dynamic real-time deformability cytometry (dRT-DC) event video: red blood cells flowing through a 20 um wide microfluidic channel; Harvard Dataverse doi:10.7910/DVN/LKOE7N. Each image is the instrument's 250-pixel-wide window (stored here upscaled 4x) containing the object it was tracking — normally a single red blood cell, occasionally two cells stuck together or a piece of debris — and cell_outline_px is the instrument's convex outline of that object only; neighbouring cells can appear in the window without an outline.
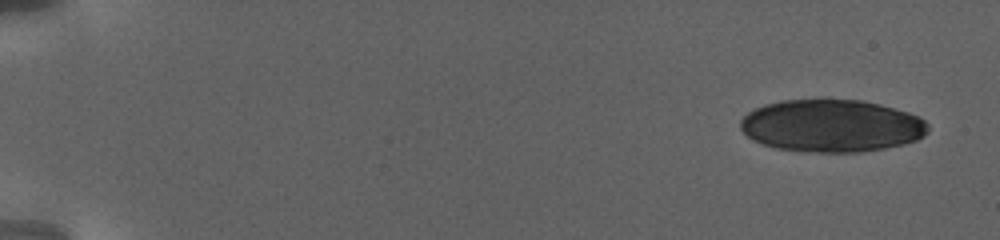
{"species": "human", "species_latin": "Homo sapiens", "temperature_condition": "warm", "stored_images_in_passage": 28, "camera_frame_rate_fps": 3000, "um_per_image_px": 0.085, "donor": {"sex": "female"}, "frame": {"image": 1, "passage_image": 1, "time_ms": 0.0, "image_size_px": [1000, 240], "cell_outline_px": [[928, 132], [924, 136], [916, 140], [904, 144], [864, 152], [804, 152], [776, 148], [752, 140], [740, 128], [740, 120], [748, 112], [756, 108], [768, 104], [784, 100], [860, 100], [908, 112], [924, 120], [928, 124]], "centroid_in_image_um": [70.68, 10.71], "position_along_channel_um": 14.3, "area_um2": 57.11}}